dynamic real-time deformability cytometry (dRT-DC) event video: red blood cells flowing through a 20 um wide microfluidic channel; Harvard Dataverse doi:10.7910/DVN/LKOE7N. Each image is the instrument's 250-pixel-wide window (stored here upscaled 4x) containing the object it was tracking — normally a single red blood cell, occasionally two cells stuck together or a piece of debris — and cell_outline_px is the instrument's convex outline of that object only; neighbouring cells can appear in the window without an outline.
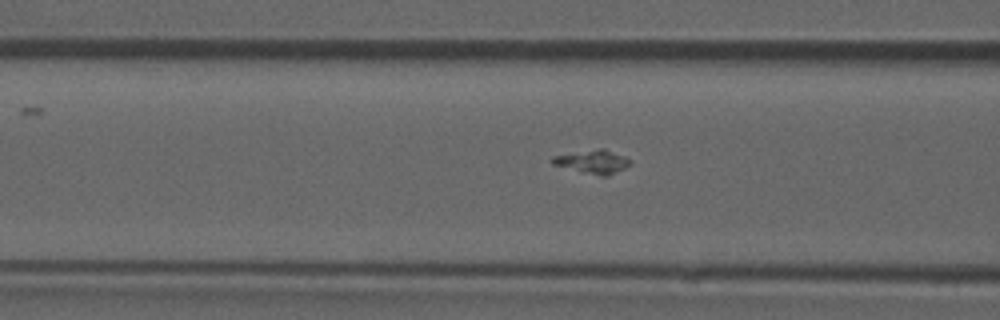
{"species": "common noctule bat (a hibernating species)", "species_latin": "Nyctalus noctula", "temperature_condition": "room temperature", "stored_images_in_passage": 6, "segment_of_instrument_passage": [2, 2], "camera_frame_rate_fps": 3000, "um_per_image_px": 0.085, "animal": {"sex": "male", "forearm_length_mm": 52.5}, "frame": {"image": 1, "passage_image": 6, "time_ms": 1.667, "image_size_px": [1000, 320], "cell_outline_px": [[628, 164], [624, 168], [608, 176], [600, 176], [580, 172], [552, 164], [552, 156], [600, 148], [604, 148], [624, 156], [628, 160]], "centroid_in_image_um": [50.35, 13.75], "position_along_channel_um": 116.3, "area_um2": 10.46}}